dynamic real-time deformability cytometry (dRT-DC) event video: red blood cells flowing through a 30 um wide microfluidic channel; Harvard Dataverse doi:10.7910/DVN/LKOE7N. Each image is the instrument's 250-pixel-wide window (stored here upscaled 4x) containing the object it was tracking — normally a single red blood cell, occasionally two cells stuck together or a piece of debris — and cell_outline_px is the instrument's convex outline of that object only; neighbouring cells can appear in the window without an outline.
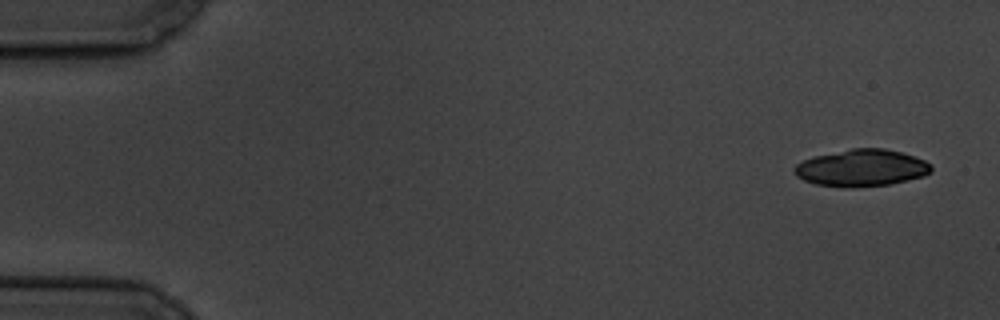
{"species": "common noctule bat (a hibernating species)", "species_latin": "Nyctalus noctula", "temperature_condition": "cold", "stored_images_in_passage": 5, "camera_frame_rate_fps": 3000, "um_per_image_px": 0.085, "animal": {"sex": "male", "body_mass_g": 19.5, "forearm_length_mm": 54.6}, "frame": {"image": 1, "passage_image": 1, "time_ms": 0.0, "image_size_px": [1000, 320], "cell_outline_px": [[932, 172], [924, 176], [888, 184], [852, 188], [848, 188], [816, 184], [804, 180], [796, 176], [792, 172], [792, 168], [796, 164], [804, 160], [816, 156], [852, 148], [884, 148], [900, 152], [924, 160], [932, 164]], "centroid_in_image_um": [73.22, 14.28], "position_along_channel_um": 11.8, "area_um2": 29.42}}